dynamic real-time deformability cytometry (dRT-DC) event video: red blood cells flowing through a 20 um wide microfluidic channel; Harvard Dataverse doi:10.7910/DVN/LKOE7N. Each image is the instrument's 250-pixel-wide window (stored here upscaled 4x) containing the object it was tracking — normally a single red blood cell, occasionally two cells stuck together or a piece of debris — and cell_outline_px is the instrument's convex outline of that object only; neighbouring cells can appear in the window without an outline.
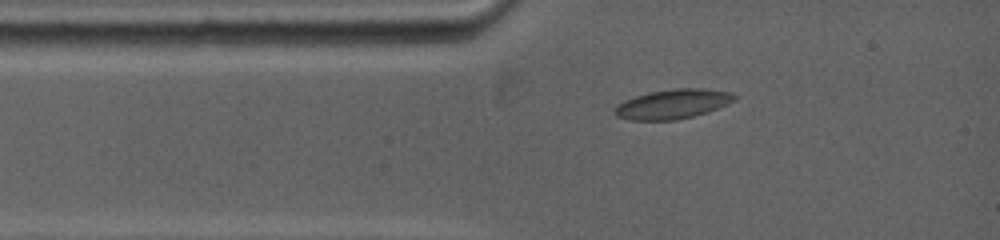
{"species": "common noctule bat (a hibernating species)", "species_latin": "Nyctalus noctula", "temperature_condition": "warm", "stored_images_in_passage": 28, "camera_frame_rate_fps": 5000, "um_per_image_px": 0.085, "animal": {"sex": "female", "body_mass_g": 19.0, "forearm_length_mm": 53.3}, "frame": {"image": 1, "passage_image": 4, "time_ms": 1.4, "image_size_px": [1000, 240], "cell_outline_px": [[736, 100], [708, 112], [676, 120], [632, 120], [616, 116], [612, 112], [616, 104], [624, 100], [648, 92], [676, 88], [704, 88], [732, 92], [736, 96]], "centroid_in_image_um": [57.17, 8.83], "position_along_channel_um": 27.8, "area_um2": 20.75}}
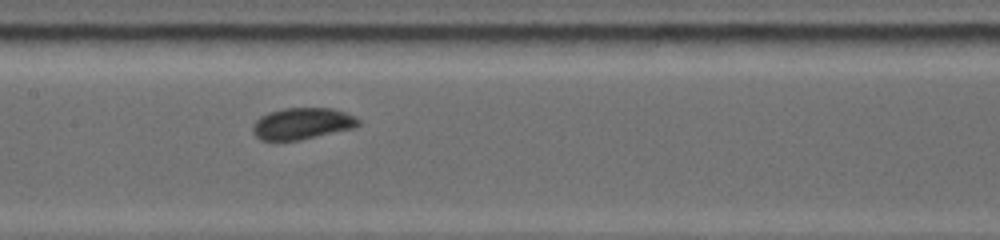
{"frame": {"image": 2, "passage_image": 14, "time_ms": 5.6, "image_size_px": [1000, 240], "cell_outline_px": [[360, 124], [356, 128], [300, 140], [260, 140], [252, 132], [252, 124], [260, 116], [268, 112], [284, 108], [332, 108], [344, 112], [360, 120]], "centroid_in_image_um": [25.67, 10.51], "position_along_channel_um": 181.7, "area_um2": 19.54}}
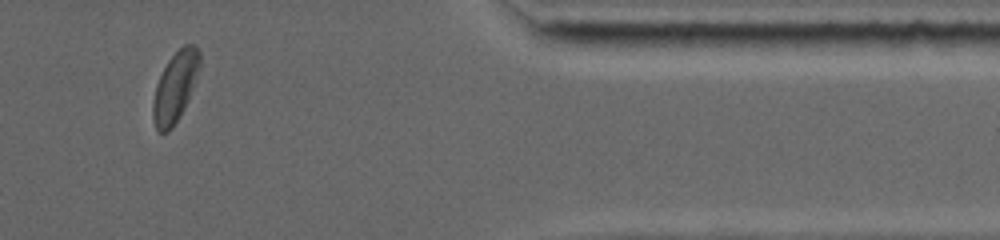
{"frame": {"image": 3, "passage_image": 25, "time_ms": 12.0, "image_size_px": [1000, 240], "cell_outline_px": [[200, 64], [184, 108], [180, 116], [172, 128], [168, 132], [156, 132], [152, 116], [152, 100], [156, 84], [168, 60], [184, 44], [196, 44], [200, 52]], "centroid_in_image_um": [14.85, 7.4], "position_along_channel_um": 396.5, "area_um2": 18.9}, "authors_computed_cell_mechanics": {"area_um2": 19.4497, "velocity_mm_per_s": 3.8462, "shape_relaxation_time_tau1_ms": 3.4374, "shape_relaxation_time_tau2_ms": 6.3372, "deformation_change_tau1": 0.0764, "deformation_change_tau2": 0.0795}}